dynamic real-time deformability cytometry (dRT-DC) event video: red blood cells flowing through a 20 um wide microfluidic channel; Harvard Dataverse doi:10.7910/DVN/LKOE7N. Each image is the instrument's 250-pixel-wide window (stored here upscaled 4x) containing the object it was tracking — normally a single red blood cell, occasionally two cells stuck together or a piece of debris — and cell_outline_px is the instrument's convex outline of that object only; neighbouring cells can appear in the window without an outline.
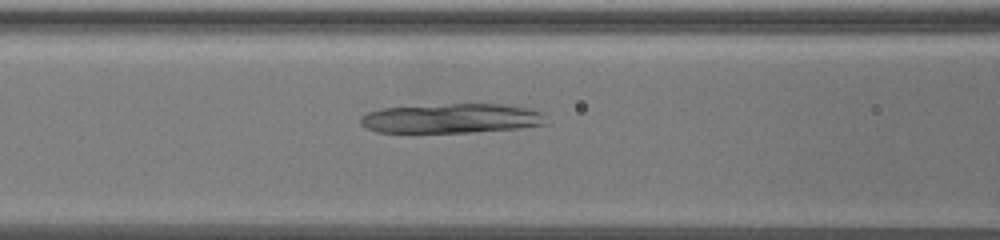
{"species": "common noctule bat (a hibernating species)", "species_latin": "Nyctalus noctula", "temperature_condition": "warm", "stored_images_in_passage": 69, "camera_frame_rate_fps": 3000, "um_per_image_px": 0.085, "animal": {"sex": "female", "body_mass_g": 19.5, "forearm_length_mm": 54.1}, "frame": {"image": 1, "passage_image": 32, "time_ms": 10.333, "image_size_px": [1000, 240], "cell_outline_px": [[548, 124], [520, 128], [472, 132], [376, 132], [360, 124], [360, 116], [368, 112], [380, 108], [448, 104], [500, 104], [528, 108], [540, 112]], "centroid_in_image_um": [38.35, 10.06], "position_along_channel_um": 128.2, "area_um2": 31.85}}
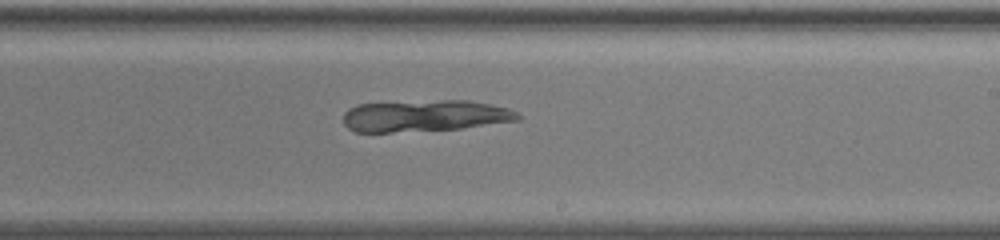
{"frame": {"image": 2, "passage_image": 44, "time_ms": 14.333, "image_size_px": [1000, 240], "cell_outline_px": [[520, 120], [460, 128], [392, 132], [352, 132], [344, 124], [344, 112], [348, 108], [360, 104], [440, 100], [468, 100], [508, 108], [516, 112], [520, 116]], "centroid_in_image_um": [36.08, 9.84], "position_along_channel_um": 252.9, "area_um2": 31.91}}
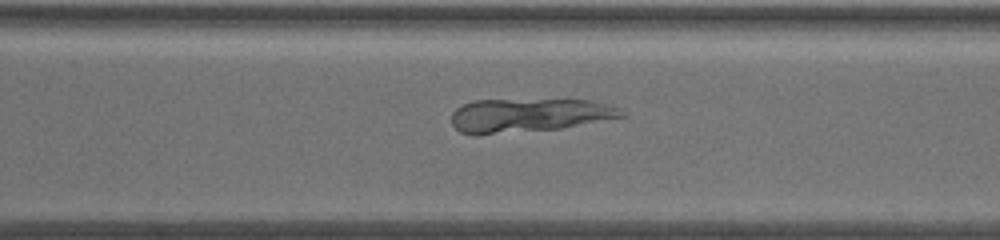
{"frame": {"image": 3, "passage_image": 51, "time_ms": 16.667, "image_size_px": [1000, 240], "cell_outline_px": [[628, 116], [560, 128], [476, 136], [472, 136], [460, 132], [452, 124], [452, 112], [456, 108], [472, 100], [592, 100], [620, 108]], "centroid_in_image_um": [44.92, 9.81], "position_along_channel_um": 325.7, "area_um2": 33.58}}